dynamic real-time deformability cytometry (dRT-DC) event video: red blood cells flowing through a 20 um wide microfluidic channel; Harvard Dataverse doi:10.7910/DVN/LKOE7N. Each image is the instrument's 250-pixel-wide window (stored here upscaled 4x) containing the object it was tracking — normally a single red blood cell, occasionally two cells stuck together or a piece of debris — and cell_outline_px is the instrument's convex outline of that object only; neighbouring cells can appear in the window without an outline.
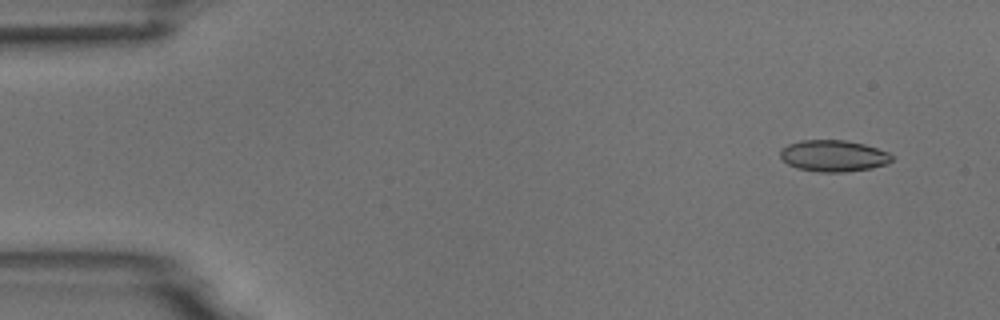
{"species": "common noctule bat (a hibernating species)", "species_latin": "Nyctalus noctula", "temperature_condition": "room temperature", "stored_images_in_passage": 5, "camera_frame_rate_fps": 3000, "um_per_image_px": 0.085, "animal": {"sex": "male", "body_mass_g": 18.8}, "frame": {"image": 1, "passage_image": 2, "time_ms": 1.0, "image_size_px": [1000, 320], "cell_outline_px": [[892, 160], [888, 164], [872, 168], [844, 172], [820, 172], [796, 168], [788, 164], [780, 156], [780, 148], [788, 144], [800, 140], [844, 140], [864, 144], [888, 152], [892, 156]], "centroid_in_image_um": [70.83, 13.25], "position_along_channel_um": 14.2, "area_um2": 20.52}}
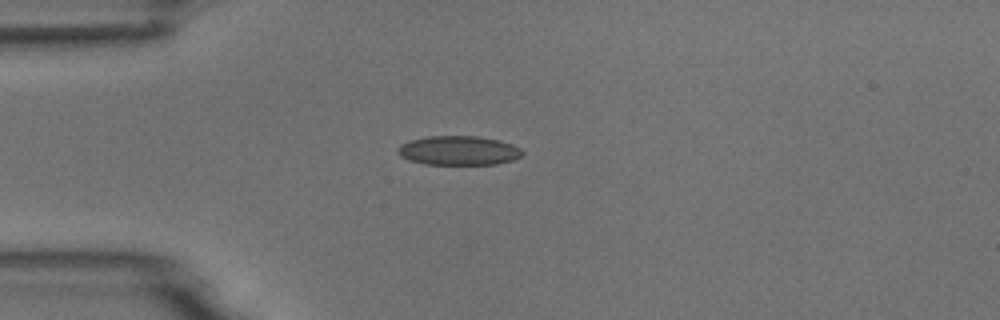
{"frame": {"image": 2, "passage_image": 5, "time_ms": 4.333, "image_size_px": [1000, 320], "cell_outline_px": [[524, 152], [520, 156], [512, 160], [496, 164], [424, 164], [408, 160], [400, 156], [396, 148], [400, 144], [408, 140], [428, 136], [476, 136], [500, 140], [512, 144], [520, 148]], "centroid_in_image_um": [38.95, 12.79], "position_along_channel_um": 46.1, "area_um2": 21.33}}